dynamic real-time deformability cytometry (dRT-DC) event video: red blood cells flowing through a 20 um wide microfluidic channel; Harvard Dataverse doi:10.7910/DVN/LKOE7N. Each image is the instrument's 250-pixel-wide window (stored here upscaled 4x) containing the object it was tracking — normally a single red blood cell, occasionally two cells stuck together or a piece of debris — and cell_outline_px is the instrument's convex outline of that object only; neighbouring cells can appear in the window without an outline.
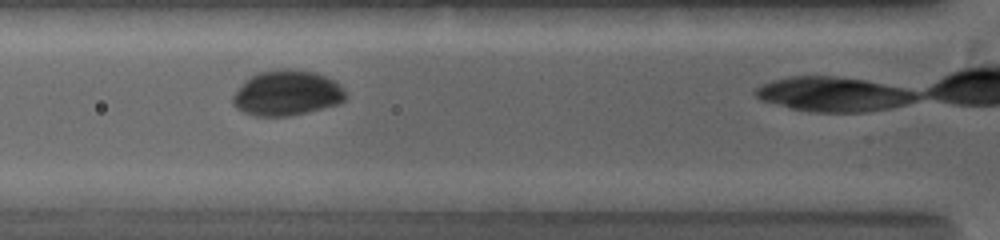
{"species": "common noctule bat (a hibernating species)", "species_latin": "Nyctalus noctula", "temperature_condition": "warm", "stored_images_in_passage": 4, "camera_frame_rate_fps": 5000, "um_per_image_px": 0.085, "animal": {"sex": "female", "body_mass_g": 19.0, "forearm_length_mm": 53.3}, "frame": {"image": 1, "passage_image": 3, "time_ms": 2.0, "image_size_px": [1000, 240], "cell_outline_px": [[348, 96], [340, 104], [308, 112], [288, 116], [256, 116], [244, 112], [236, 108], [232, 104], [232, 96], [244, 80], [248, 76], [260, 72], [280, 68], [288, 68], [316, 72], [340, 84]], "centroid_in_image_um": [24.38, 7.9], "position_along_channel_um": 101.4, "area_um2": 30.11}}